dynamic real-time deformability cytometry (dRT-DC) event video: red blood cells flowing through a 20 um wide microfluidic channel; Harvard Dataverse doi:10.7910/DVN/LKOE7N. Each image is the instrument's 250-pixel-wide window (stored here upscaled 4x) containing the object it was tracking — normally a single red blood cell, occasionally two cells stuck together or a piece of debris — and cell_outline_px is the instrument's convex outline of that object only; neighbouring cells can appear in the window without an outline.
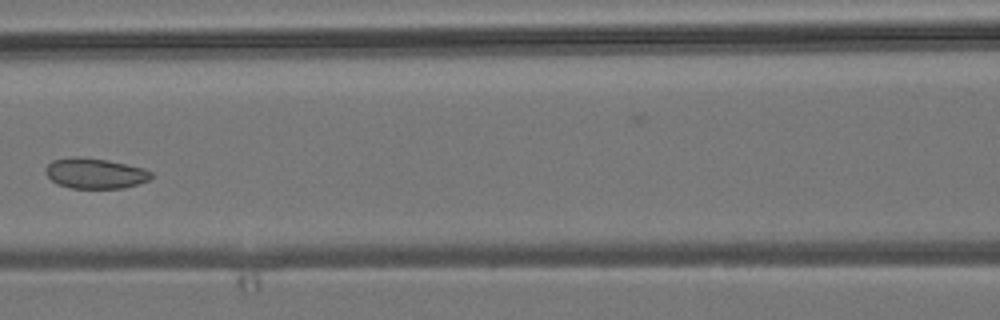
{"species": "common noctule bat (a hibernating species)", "species_latin": "Nyctalus noctula", "temperature_condition": "room temperature", "stored_images_in_passage": 7, "camera_frame_rate_fps": 3000, "um_per_image_px": 0.085, "animal": {"sex": "male", "body_mass_g": 19.2, "forearm_length_mm": 51.8}, "frame": {"image": 1, "passage_image": 6, "time_ms": 5.667, "image_size_px": [1000, 320], "cell_outline_px": [[152, 176], [148, 180], [124, 188], [72, 188], [56, 184], [44, 172], [48, 164], [52, 160], [72, 156], [80, 156], [108, 160], [144, 168], [152, 172]], "centroid_in_image_um": [8.06, 14.72], "position_along_channel_um": 158.5, "area_um2": 18.79}}
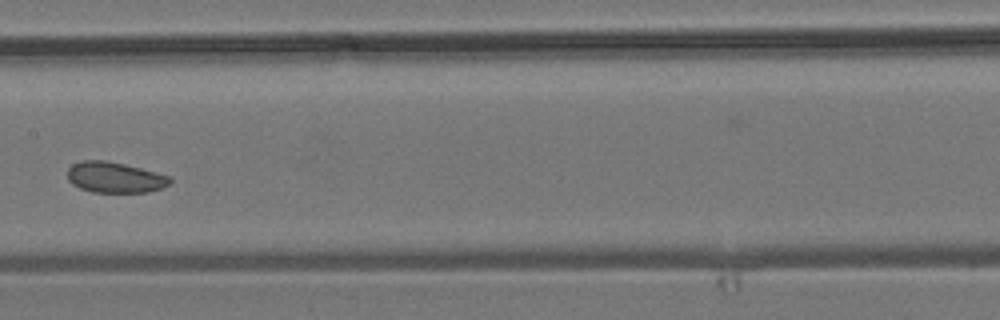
{"frame": {"image": 2, "passage_image": 7, "time_ms": 6.667, "image_size_px": [1000, 320], "cell_outline_px": [[172, 180], [168, 184], [160, 188], [148, 192], [92, 192], [80, 188], [72, 184], [68, 180], [68, 168], [72, 164], [84, 160], [104, 160], [124, 164], [140, 168], [168, 176]], "centroid_in_image_um": [9.71, 15.08], "position_along_channel_um": 197.7, "area_um2": 18.15}}